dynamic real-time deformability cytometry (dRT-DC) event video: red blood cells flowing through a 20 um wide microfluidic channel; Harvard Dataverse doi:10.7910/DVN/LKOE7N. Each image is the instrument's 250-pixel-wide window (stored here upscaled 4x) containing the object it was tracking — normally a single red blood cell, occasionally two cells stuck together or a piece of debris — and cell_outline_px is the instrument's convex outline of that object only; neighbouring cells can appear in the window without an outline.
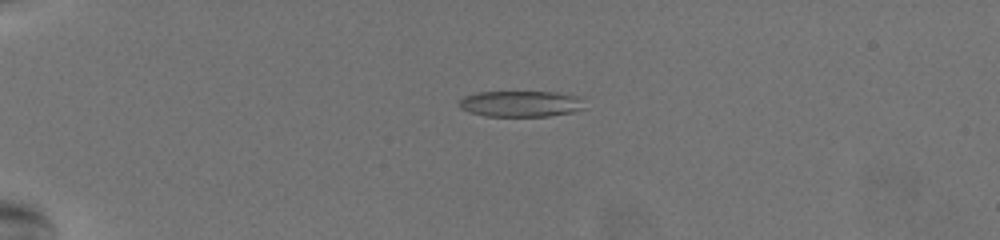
{"species": "common noctule bat (a hibernating species)", "species_latin": "Nyctalus noctula", "temperature_condition": "warm", "stored_images_in_passage": 59, "camera_frame_rate_fps": 3000, "um_per_image_px": 0.085, "animal": {"sex": "female", "body_mass_g": 19.5, "forearm_length_mm": 54.1}, "frame": {"image": 1, "passage_image": 17, "time_ms": 5.333, "image_size_px": [1000, 240], "cell_outline_px": [[584, 108], [572, 112], [548, 116], [484, 116], [468, 112], [460, 108], [456, 104], [464, 96], [476, 92], [556, 92], [576, 96], [580, 100]], "centroid_in_image_um": [44.17, 8.82], "position_along_channel_um": 40.8, "area_um2": 19.02}}
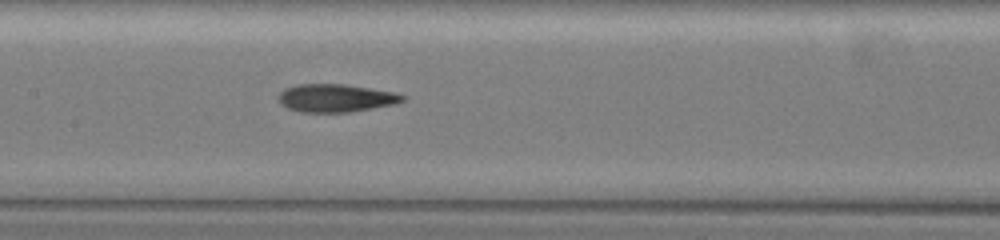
{"frame": {"image": 2, "passage_image": 33, "time_ms": 10.667, "image_size_px": [1000, 240], "cell_outline_px": [[404, 100], [396, 104], [348, 112], [300, 112], [288, 108], [280, 104], [276, 100], [276, 96], [284, 88], [296, 84], [344, 84], [392, 92], [404, 96]], "centroid_in_image_um": [28.45, 8.33], "position_along_channel_um": 179.0, "area_um2": 20.23}}
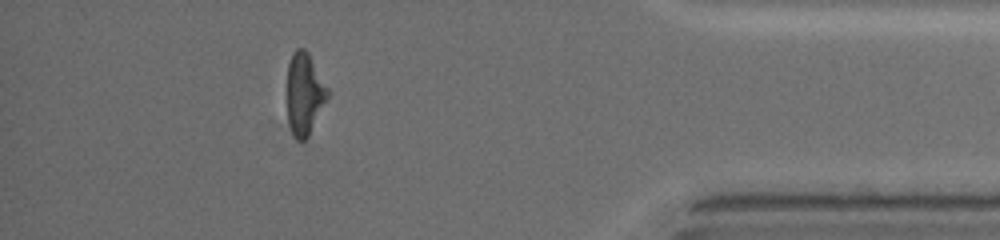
{"frame": {"image": 3, "passage_image": 54, "time_ms": 17.667, "image_size_px": [1000, 240], "cell_outline_px": [[328, 96], [308, 136], [304, 140], [296, 140], [292, 132], [288, 120], [288, 64], [292, 52], [296, 48], [304, 48], [308, 52], [328, 88]], "centroid_in_image_um": [25.87, 7.94], "position_along_channel_um": 409.3, "area_um2": 18.96}, "authors_computed_cell_mechanics": {"area_um2": 20.0566, "velocity_mm_per_s": 3.7774, "shape_relaxation_time_tau1_ms": 7.3806, "shape_relaxation_time_tau2_ms": 2.3698, "deformation_change_tau1": 0.2233, "deformation_change_tau2": 0.1293}}